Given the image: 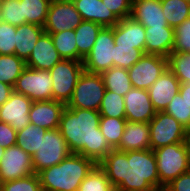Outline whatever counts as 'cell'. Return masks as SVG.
I'll use <instances>...</instances> for the list:
<instances>
[{
	"label": "cell",
	"instance_id": "6da1fadb",
	"mask_svg": "<svg viewBox=\"0 0 190 191\" xmlns=\"http://www.w3.org/2000/svg\"><path fill=\"white\" fill-rule=\"evenodd\" d=\"M98 165L116 191H146L160 188V179L152 149L120 151L112 149Z\"/></svg>",
	"mask_w": 190,
	"mask_h": 191
},
{
	"label": "cell",
	"instance_id": "7a4b0ae2",
	"mask_svg": "<svg viewBox=\"0 0 190 191\" xmlns=\"http://www.w3.org/2000/svg\"><path fill=\"white\" fill-rule=\"evenodd\" d=\"M100 117L99 111L65 106L58 127L72 153L96 164L113 149L99 128Z\"/></svg>",
	"mask_w": 190,
	"mask_h": 191
},
{
	"label": "cell",
	"instance_id": "3957f363",
	"mask_svg": "<svg viewBox=\"0 0 190 191\" xmlns=\"http://www.w3.org/2000/svg\"><path fill=\"white\" fill-rule=\"evenodd\" d=\"M96 163L78 153H71L62 162L38 172L44 191H78L81 182Z\"/></svg>",
	"mask_w": 190,
	"mask_h": 191
},
{
	"label": "cell",
	"instance_id": "277c9868",
	"mask_svg": "<svg viewBox=\"0 0 190 191\" xmlns=\"http://www.w3.org/2000/svg\"><path fill=\"white\" fill-rule=\"evenodd\" d=\"M155 154L160 188H165L175 178L189 171L186 142L175 143L153 150Z\"/></svg>",
	"mask_w": 190,
	"mask_h": 191
},
{
	"label": "cell",
	"instance_id": "5b68a950",
	"mask_svg": "<svg viewBox=\"0 0 190 191\" xmlns=\"http://www.w3.org/2000/svg\"><path fill=\"white\" fill-rule=\"evenodd\" d=\"M105 90L104 81L100 73H91L84 70L66 106L99 111Z\"/></svg>",
	"mask_w": 190,
	"mask_h": 191
},
{
	"label": "cell",
	"instance_id": "8992f818",
	"mask_svg": "<svg viewBox=\"0 0 190 191\" xmlns=\"http://www.w3.org/2000/svg\"><path fill=\"white\" fill-rule=\"evenodd\" d=\"M84 71L82 61L62 59L51 70L53 100L63 102L65 105L72 97L77 81Z\"/></svg>",
	"mask_w": 190,
	"mask_h": 191
},
{
	"label": "cell",
	"instance_id": "52a82bcc",
	"mask_svg": "<svg viewBox=\"0 0 190 191\" xmlns=\"http://www.w3.org/2000/svg\"><path fill=\"white\" fill-rule=\"evenodd\" d=\"M72 152L59 129L47 130L38 151L32 156L34 173L62 162Z\"/></svg>",
	"mask_w": 190,
	"mask_h": 191
},
{
	"label": "cell",
	"instance_id": "ba28073f",
	"mask_svg": "<svg viewBox=\"0 0 190 191\" xmlns=\"http://www.w3.org/2000/svg\"><path fill=\"white\" fill-rule=\"evenodd\" d=\"M149 134L152 150L175 143H183L189 138L185 127L165 112H156L149 122Z\"/></svg>",
	"mask_w": 190,
	"mask_h": 191
},
{
	"label": "cell",
	"instance_id": "9c48e42d",
	"mask_svg": "<svg viewBox=\"0 0 190 191\" xmlns=\"http://www.w3.org/2000/svg\"><path fill=\"white\" fill-rule=\"evenodd\" d=\"M52 78L49 70L25 67L13 87L14 92L23 94L34 101L53 100Z\"/></svg>",
	"mask_w": 190,
	"mask_h": 191
},
{
	"label": "cell",
	"instance_id": "30bf717a",
	"mask_svg": "<svg viewBox=\"0 0 190 191\" xmlns=\"http://www.w3.org/2000/svg\"><path fill=\"white\" fill-rule=\"evenodd\" d=\"M114 27H103L88 55L83 59L84 70L102 73L113 67Z\"/></svg>",
	"mask_w": 190,
	"mask_h": 191
},
{
	"label": "cell",
	"instance_id": "8fae6325",
	"mask_svg": "<svg viewBox=\"0 0 190 191\" xmlns=\"http://www.w3.org/2000/svg\"><path fill=\"white\" fill-rule=\"evenodd\" d=\"M168 68V58L157 54H144L128 69L132 88L148 90Z\"/></svg>",
	"mask_w": 190,
	"mask_h": 191
},
{
	"label": "cell",
	"instance_id": "7c38bea8",
	"mask_svg": "<svg viewBox=\"0 0 190 191\" xmlns=\"http://www.w3.org/2000/svg\"><path fill=\"white\" fill-rule=\"evenodd\" d=\"M83 21L72 0H51L44 30L48 34L76 29Z\"/></svg>",
	"mask_w": 190,
	"mask_h": 191
},
{
	"label": "cell",
	"instance_id": "4fadbf2b",
	"mask_svg": "<svg viewBox=\"0 0 190 191\" xmlns=\"http://www.w3.org/2000/svg\"><path fill=\"white\" fill-rule=\"evenodd\" d=\"M34 174L32 156L21 149L17 144L6 148L0 160V179L7 182L25 178Z\"/></svg>",
	"mask_w": 190,
	"mask_h": 191
},
{
	"label": "cell",
	"instance_id": "5bb4252c",
	"mask_svg": "<svg viewBox=\"0 0 190 191\" xmlns=\"http://www.w3.org/2000/svg\"><path fill=\"white\" fill-rule=\"evenodd\" d=\"M33 101L23 94L13 92L0 106V122L10 124L16 131L29 125V112Z\"/></svg>",
	"mask_w": 190,
	"mask_h": 191
},
{
	"label": "cell",
	"instance_id": "9a60e30c",
	"mask_svg": "<svg viewBox=\"0 0 190 191\" xmlns=\"http://www.w3.org/2000/svg\"><path fill=\"white\" fill-rule=\"evenodd\" d=\"M125 118L129 122L149 123L156 114L148 91L131 88L124 95Z\"/></svg>",
	"mask_w": 190,
	"mask_h": 191
},
{
	"label": "cell",
	"instance_id": "2e32d148",
	"mask_svg": "<svg viewBox=\"0 0 190 191\" xmlns=\"http://www.w3.org/2000/svg\"><path fill=\"white\" fill-rule=\"evenodd\" d=\"M180 85V81L169 68L152 84L147 91L156 112L165 111L173 97L179 92Z\"/></svg>",
	"mask_w": 190,
	"mask_h": 191
},
{
	"label": "cell",
	"instance_id": "e0dca14e",
	"mask_svg": "<svg viewBox=\"0 0 190 191\" xmlns=\"http://www.w3.org/2000/svg\"><path fill=\"white\" fill-rule=\"evenodd\" d=\"M65 106L63 102L55 100L34 101L29 112L30 124L47 130L57 129Z\"/></svg>",
	"mask_w": 190,
	"mask_h": 191
},
{
	"label": "cell",
	"instance_id": "ac0fdd59",
	"mask_svg": "<svg viewBox=\"0 0 190 191\" xmlns=\"http://www.w3.org/2000/svg\"><path fill=\"white\" fill-rule=\"evenodd\" d=\"M61 60L62 57L56 50L51 35L44 32L25 63L27 67L32 69L51 70Z\"/></svg>",
	"mask_w": 190,
	"mask_h": 191
},
{
	"label": "cell",
	"instance_id": "d6986e66",
	"mask_svg": "<svg viewBox=\"0 0 190 191\" xmlns=\"http://www.w3.org/2000/svg\"><path fill=\"white\" fill-rule=\"evenodd\" d=\"M145 27L132 17L121 19L114 26L115 45L133 46L145 54Z\"/></svg>",
	"mask_w": 190,
	"mask_h": 191
},
{
	"label": "cell",
	"instance_id": "ffe728a7",
	"mask_svg": "<svg viewBox=\"0 0 190 191\" xmlns=\"http://www.w3.org/2000/svg\"><path fill=\"white\" fill-rule=\"evenodd\" d=\"M145 54L168 57L174 45L175 29L170 26L145 27Z\"/></svg>",
	"mask_w": 190,
	"mask_h": 191
},
{
	"label": "cell",
	"instance_id": "44dd1931",
	"mask_svg": "<svg viewBox=\"0 0 190 191\" xmlns=\"http://www.w3.org/2000/svg\"><path fill=\"white\" fill-rule=\"evenodd\" d=\"M83 20L98 23L103 27H114L120 20L102 0H72Z\"/></svg>",
	"mask_w": 190,
	"mask_h": 191
},
{
	"label": "cell",
	"instance_id": "7402d4cb",
	"mask_svg": "<svg viewBox=\"0 0 190 191\" xmlns=\"http://www.w3.org/2000/svg\"><path fill=\"white\" fill-rule=\"evenodd\" d=\"M130 17L144 27L169 26L160 0H132Z\"/></svg>",
	"mask_w": 190,
	"mask_h": 191
},
{
	"label": "cell",
	"instance_id": "603a6c76",
	"mask_svg": "<svg viewBox=\"0 0 190 191\" xmlns=\"http://www.w3.org/2000/svg\"><path fill=\"white\" fill-rule=\"evenodd\" d=\"M115 149L125 152L151 149L149 123L127 121L120 144Z\"/></svg>",
	"mask_w": 190,
	"mask_h": 191
},
{
	"label": "cell",
	"instance_id": "cb8c5ba5",
	"mask_svg": "<svg viewBox=\"0 0 190 191\" xmlns=\"http://www.w3.org/2000/svg\"><path fill=\"white\" fill-rule=\"evenodd\" d=\"M44 32L43 27L35 24L16 26L15 55L26 61Z\"/></svg>",
	"mask_w": 190,
	"mask_h": 191
},
{
	"label": "cell",
	"instance_id": "d4e9b609",
	"mask_svg": "<svg viewBox=\"0 0 190 191\" xmlns=\"http://www.w3.org/2000/svg\"><path fill=\"white\" fill-rule=\"evenodd\" d=\"M103 28L98 23L83 20L75 29L76 46L78 53L85 58L93 48L100 30Z\"/></svg>",
	"mask_w": 190,
	"mask_h": 191
},
{
	"label": "cell",
	"instance_id": "484cf974",
	"mask_svg": "<svg viewBox=\"0 0 190 191\" xmlns=\"http://www.w3.org/2000/svg\"><path fill=\"white\" fill-rule=\"evenodd\" d=\"M106 90L115 92L121 96L126 95L132 88L127 69L115 67L101 73Z\"/></svg>",
	"mask_w": 190,
	"mask_h": 191
},
{
	"label": "cell",
	"instance_id": "4316f807",
	"mask_svg": "<svg viewBox=\"0 0 190 191\" xmlns=\"http://www.w3.org/2000/svg\"><path fill=\"white\" fill-rule=\"evenodd\" d=\"M53 44L62 59L82 61L83 57L78 53L76 46L75 30H65L50 34Z\"/></svg>",
	"mask_w": 190,
	"mask_h": 191
},
{
	"label": "cell",
	"instance_id": "83f0119b",
	"mask_svg": "<svg viewBox=\"0 0 190 191\" xmlns=\"http://www.w3.org/2000/svg\"><path fill=\"white\" fill-rule=\"evenodd\" d=\"M46 131L47 129L29 123L28 126L17 131L16 144L30 156H33L38 151L41 138L44 137Z\"/></svg>",
	"mask_w": 190,
	"mask_h": 191
},
{
	"label": "cell",
	"instance_id": "f1b7e54d",
	"mask_svg": "<svg viewBox=\"0 0 190 191\" xmlns=\"http://www.w3.org/2000/svg\"><path fill=\"white\" fill-rule=\"evenodd\" d=\"M25 67V61L15 54L0 55V82L14 87Z\"/></svg>",
	"mask_w": 190,
	"mask_h": 191
},
{
	"label": "cell",
	"instance_id": "f546056e",
	"mask_svg": "<svg viewBox=\"0 0 190 191\" xmlns=\"http://www.w3.org/2000/svg\"><path fill=\"white\" fill-rule=\"evenodd\" d=\"M164 16L170 27H177L190 17V3L184 0H160Z\"/></svg>",
	"mask_w": 190,
	"mask_h": 191
},
{
	"label": "cell",
	"instance_id": "4dcf8cb0",
	"mask_svg": "<svg viewBox=\"0 0 190 191\" xmlns=\"http://www.w3.org/2000/svg\"><path fill=\"white\" fill-rule=\"evenodd\" d=\"M25 24L45 25L51 0H20Z\"/></svg>",
	"mask_w": 190,
	"mask_h": 191
},
{
	"label": "cell",
	"instance_id": "1f68e13d",
	"mask_svg": "<svg viewBox=\"0 0 190 191\" xmlns=\"http://www.w3.org/2000/svg\"><path fill=\"white\" fill-rule=\"evenodd\" d=\"M126 123V118L100 117L99 128L113 149L120 144Z\"/></svg>",
	"mask_w": 190,
	"mask_h": 191
},
{
	"label": "cell",
	"instance_id": "d6a6232c",
	"mask_svg": "<svg viewBox=\"0 0 190 191\" xmlns=\"http://www.w3.org/2000/svg\"><path fill=\"white\" fill-rule=\"evenodd\" d=\"M78 191H116L103 169L96 164L81 182Z\"/></svg>",
	"mask_w": 190,
	"mask_h": 191
},
{
	"label": "cell",
	"instance_id": "836d02e7",
	"mask_svg": "<svg viewBox=\"0 0 190 191\" xmlns=\"http://www.w3.org/2000/svg\"><path fill=\"white\" fill-rule=\"evenodd\" d=\"M99 114L105 117L125 118L124 96L105 90Z\"/></svg>",
	"mask_w": 190,
	"mask_h": 191
},
{
	"label": "cell",
	"instance_id": "e575fe53",
	"mask_svg": "<svg viewBox=\"0 0 190 191\" xmlns=\"http://www.w3.org/2000/svg\"><path fill=\"white\" fill-rule=\"evenodd\" d=\"M167 58L168 68L180 83L190 82V52H172Z\"/></svg>",
	"mask_w": 190,
	"mask_h": 191
},
{
	"label": "cell",
	"instance_id": "d590c367",
	"mask_svg": "<svg viewBox=\"0 0 190 191\" xmlns=\"http://www.w3.org/2000/svg\"><path fill=\"white\" fill-rule=\"evenodd\" d=\"M143 55L144 53L140 49L133 48V46L115 45L113 66L128 70L139 61Z\"/></svg>",
	"mask_w": 190,
	"mask_h": 191
},
{
	"label": "cell",
	"instance_id": "8d00e7d4",
	"mask_svg": "<svg viewBox=\"0 0 190 191\" xmlns=\"http://www.w3.org/2000/svg\"><path fill=\"white\" fill-rule=\"evenodd\" d=\"M0 21L14 26L25 24L22 2L20 0H10L0 3Z\"/></svg>",
	"mask_w": 190,
	"mask_h": 191
},
{
	"label": "cell",
	"instance_id": "74e56055",
	"mask_svg": "<svg viewBox=\"0 0 190 191\" xmlns=\"http://www.w3.org/2000/svg\"><path fill=\"white\" fill-rule=\"evenodd\" d=\"M165 113L174 117L185 128L190 119V104L178 92L166 107Z\"/></svg>",
	"mask_w": 190,
	"mask_h": 191
},
{
	"label": "cell",
	"instance_id": "f35d334b",
	"mask_svg": "<svg viewBox=\"0 0 190 191\" xmlns=\"http://www.w3.org/2000/svg\"><path fill=\"white\" fill-rule=\"evenodd\" d=\"M0 191H44L37 174L2 183Z\"/></svg>",
	"mask_w": 190,
	"mask_h": 191
},
{
	"label": "cell",
	"instance_id": "ab89813d",
	"mask_svg": "<svg viewBox=\"0 0 190 191\" xmlns=\"http://www.w3.org/2000/svg\"><path fill=\"white\" fill-rule=\"evenodd\" d=\"M16 26L0 21V55L15 54Z\"/></svg>",
	"mask_w": 190,
	"mask_h": 191
},
{
	"label": "cell",
	"instance_id": "60d3db41",
	"mask_svg": "<svg viewBox=\"0 0 190 191\" xmlns=\"http://www.w3.org/2000/svg\"><path fill=\"white\" fill-rule=\"evenodd\" d=\"M174 29L172 52H190V17Z\"/></svg>",
	"mask_w": 190,
	"mask_h": 191
},
{
	"label": "cell",
	"instance_id": "b9f144b4",
	"mask_svg": "<svg viewBox=\"0 0 190 191\" xmlns=\"http://www.w3.org/2000/svg\"><path fill=\"white\" fill-rule=\"evenodd\" d=\"M102 2L119 20L131 16L132 0H102Z\"/></svg>",
	"mask_w": 190,
	"mask_h": 191
},
{
	"label": "cell",
	"instance_id": "7bdbcfd3",
	"mask_svg": "<svg viewBox=\"0 0 190 191\" xmlns=\"http://www.w3.org/2000/svg\"><path fill=\"white\" fill-rule=\"evenodd\" d=\"M17 131L7 123L0 122V146L9 148L16 145Z\"/></svg>",
	"mask_w": 190,
	"mask_h": 191
},
{
	"label": "cell",
	"instance_id": "ee69618b",
	"mask_svg": "<svg viewBox=\"0 0 190 191\" xmlns=\"http://www.w3.org/2000/svg\"><path fill=\"white\" fill-rule=\"evenodd\" d=\"M165 191H190V171L175 178L165 187Z\"/></svg>",
	"mask_w": 190,
	"mask_h": 191
},
{
	"label": "cell",
	"instance_id": "f6af8a7d",
	"mask_svg": "<svg viewBox=\"0 0 190 191\" xmlns=\"http://www.w3.org/2000/svg\"><path fill=\"white\" fill-rule=\"evenodd\" d=\"M14 92L13 86L0 82V106L9 99L10 95Z\"/></svg>",
	"mask_w": 190,
	"mask_h": 191
},
{
	"label": "cell",
	"instance_id": "bcb514c9",
	"mask_svg": "<svg viewBox=\"0 0 190 191\" xmlns=\"http://www.w3.org/2000/svg\"><path fill=\"white\" fill-rule=\"evenodd\" d=\"M179 92L183 99L190 104V82L181 83Z\"/></svg>",
	"mask_w": 190,
	"mask_h": 191
},
{
	"label": "cell",
	"instance_id": "7dc6e473",
	"mask_svg": "<svg viewBox=\"0 0 190 191\" xmlns=\"http://www.w3.org/2000/svg\"><path fill=\"white\" fill-rule=\"evenodd\" d=\"M186 156L190 171V137L186 140Z\"/></svg>",
	"mask_w": 190,
	"mask_h": 191
},
{
	"label": "cell",
	"instance_id": "c3c4849f",
	"mask_svg": "<svg viewBox=\"0 0 190 191\" xmlns=\"http://www.w3.org/2000/svg\"><path fill=\"white\" fill-rule=\"evenodd\" d=\"M146 191H165V188H155V187H153V188H151L149 190H146Z\"/></svg>",
	"mask_w": 190,
	"mask_h": 191
},
{
	"label": "cell",
	"instance_id": "681fc988",
	"mask_svg": "<svg viewBox=\"0 0 190 191\" xmlns=\"http://www.w3.org/2000/svg\"><path fill=\"white\" fill-rule=\"evenodd\" d=\"M187 135L190 137V119L188 122V126L185 128Z\"/></svg>",
	"mask_w": 190,
	"mask_h": 191
},
{
	"label": "cell",
	"instance_id": "f907efd6",
	"mask_svg": "<svg viewBox=\"0 0 190 191\" xmlns=\"http://www.w3.org/2000/svg\"><path fill=\"white\" fill-rule=\"evenodd\" d=\"M5 148H2L1 146H0V160H1V158L3 157V154L5 153Z\"/></svg>",
	"mask_w": 190,
	"mask_h": 191
},
{
	"label": "cell",
	"instance_id": "816d5d0a",
	"mask_svg": "<svg viewBox=\"0 0 190 191\" xmlns=\"http://www.w3.org/2000/svg\"><path fill=\"white\" fill-rule=\"evenodd\" d=\"M6 1H10V0H0V3H2V2H6Z\"/></svg>",
	"mask_w": 190,
	"mask_h": 191
}]
</instances>
